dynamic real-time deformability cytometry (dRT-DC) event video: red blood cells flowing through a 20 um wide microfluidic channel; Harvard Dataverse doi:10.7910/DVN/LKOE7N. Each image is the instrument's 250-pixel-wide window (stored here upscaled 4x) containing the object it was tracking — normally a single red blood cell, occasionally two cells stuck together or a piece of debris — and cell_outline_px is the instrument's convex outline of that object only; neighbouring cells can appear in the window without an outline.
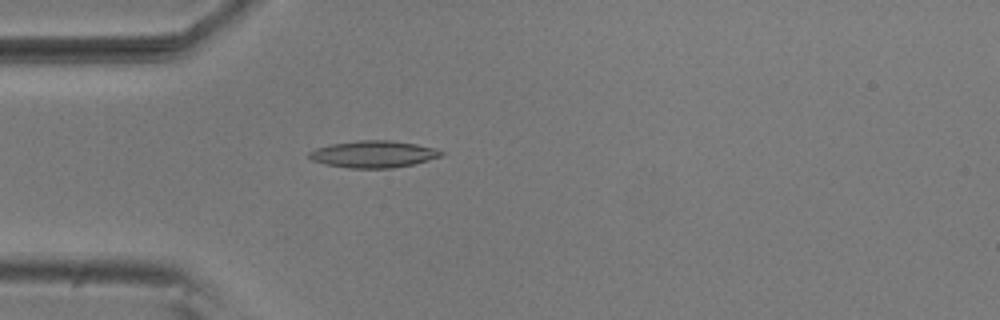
{"species": "common noctule bat (a hibernating species)", "species_latin": "Nyctalus noctula", "temperature_condition": "room temperature", "stored_images_in_passage": 54, "camera_frame_rate_fps": 3000, "um_per_image_px": 0.085, "animal": {"sex": "male", "body_mass_g": 20.5, "forearm_length_mm": 52.5}, "frame": {"image": 1, "passage_image": 15, "time_ms": 4.667, "image_size_px": [1000, 320], "cell_outline_px": [[444, 152], [440, 156], [428, 160], [412, 164], [392, 168], [348, 168], [324, 164], [312, 160], [308, 156], [308, 152], [316, 148], [332, 144], [356, 140], [388, 140], [416, 144], [432, 148]], "centroid_in_image_um": [31.69, 13.1], "position_along_channel_um": 53.3, "area_um2": 20.52}}
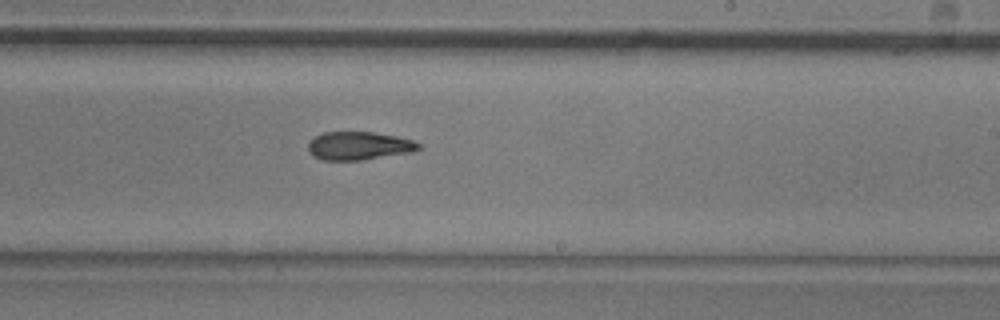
{"frame": {"image": 2, "passage_image": 32, "time_ms": 10.333, "image_size_px": [1000, 320], "cell_outline_px": [[420, 148], [412, 152], [360, 160], [320, 160], [312, 156], [308, 152], [308, 144], [316, 136], [324, 132], [372, 132], [396, 136], [412, 140], [420, 144]], "centroid_in_image_um": [30.48, 12.4], "position_along_channel_um": 258.5, "area_um2": 18.09}}
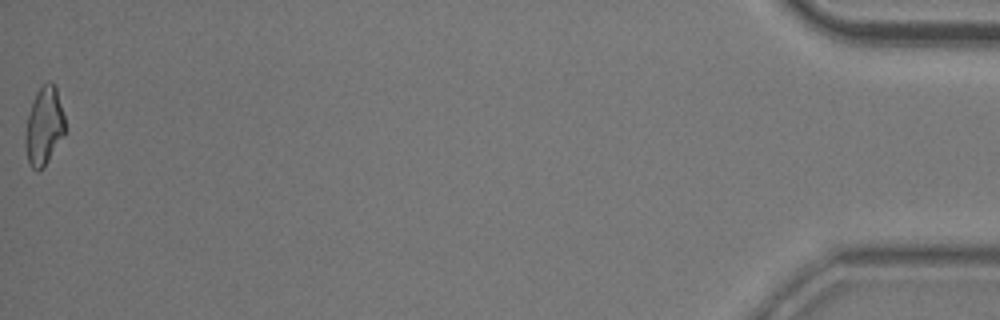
{"frame": {"image": 3, "passage_image": 54, "time_ms": 17.667, "image_size_px": [1000, 320], "cell_outline_px": [[68, 128], [44, 168], [36, 172], [32, 168], [28, 160], [24, 144], [24, 136], [28, 116], [36, 92], [48, 80], [52, 80], [56, 84]], "centroid_in_image_um": [3.78, 10.71], "position_along_channel_um": 431.4, "area_um2": 18.55}, "authors_computed_cell_mechanics": {"area_um2": 18.7272, "velocity_mm_per_s": 3.7244, "shape_relaxation_time_tau1_ms": 5.5691, "shape_relaxation_time_tau2_ms": 5.2711, "deformation_change_tau1": 0.1661, "deformation_change_tau2": 0.1539}}